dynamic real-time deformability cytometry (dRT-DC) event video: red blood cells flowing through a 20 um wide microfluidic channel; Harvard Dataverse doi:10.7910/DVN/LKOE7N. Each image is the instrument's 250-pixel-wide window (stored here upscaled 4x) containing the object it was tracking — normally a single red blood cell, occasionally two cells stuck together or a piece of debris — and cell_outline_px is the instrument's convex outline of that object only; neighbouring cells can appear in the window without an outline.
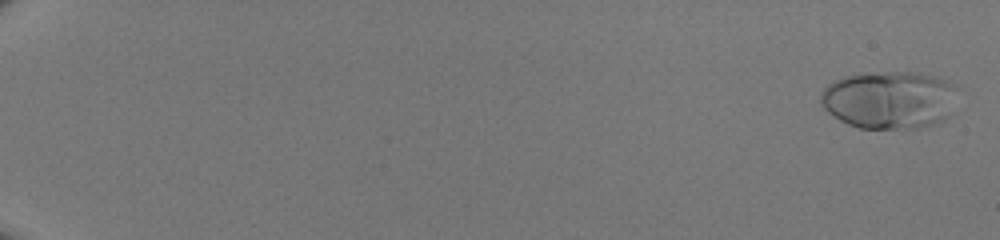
{"species": "human", "species_latin": "Homo sapiens", "temperature_condition": "room temperature", "stored_images_in_passage": 51, "camera_frame_rate_fps": 3000, "um_per_image_px": 0.085, "donor": {"sex": "male"}, "frame": {"image": 1, "passage_image": 2, "time_ms": 0.333, "image_size_px": [1000, 240], "cell_outline_px": [[956, 88], [948, 116], [944, 120], [932, 124], [916, 128], [860, 128], [848, 124], [832, 116], [820, 104], [820, 92], [828, 84], [844, 76], [884, 72], [912, 72], [932, 76], [948, 80], [956, 84]], "centroid_in_image_um": [75.56, 8.48], "position_along_channel_um": 9.4, "area_um2": 45.84}}
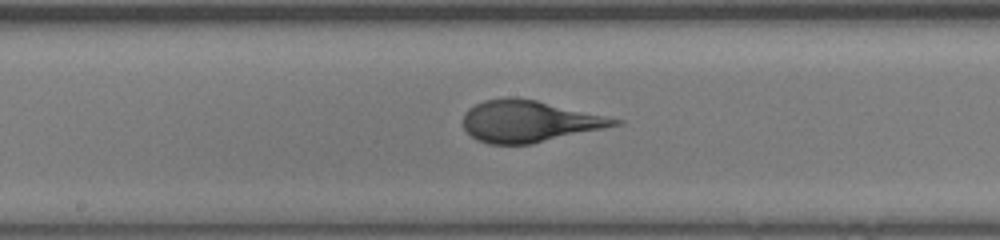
{"frame": {"image": 2, "passage_image": 31, "time_ms": 10.0, "image_size_px": [1000, 240], "cell_outline_px": [[624, 124], [532, 144], [488, 144], [476, 140], [464, 128], [464, 112], [468, 108], [484, 100], [508, 96], [516, 96], [536, 100], [608, 116], [624, 120]], "centroid_in_image_um": [45.0, 10.3], "position_along_channel_um": 203.2, "area_um2": 37.05}}
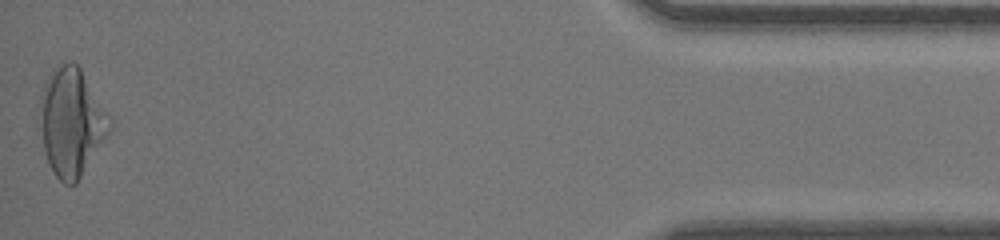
{"frame": {"image": 3, "passage_image": 51, "time_ms": 16.667, "image_size_px": [1000, 240], "cell_outline_px": [[112, 124], [108, 132], [76, 184], [64, 184], [52, 172], [44, 152], [40, 96], [48, 76], [56, 64], [64, 60], [72, 60], [80, 68], [112, 116]], "centroid_in_image_um": [6.09, 10.32], "position_along_channel_um": 429.1, "area_um2": 43.52}}